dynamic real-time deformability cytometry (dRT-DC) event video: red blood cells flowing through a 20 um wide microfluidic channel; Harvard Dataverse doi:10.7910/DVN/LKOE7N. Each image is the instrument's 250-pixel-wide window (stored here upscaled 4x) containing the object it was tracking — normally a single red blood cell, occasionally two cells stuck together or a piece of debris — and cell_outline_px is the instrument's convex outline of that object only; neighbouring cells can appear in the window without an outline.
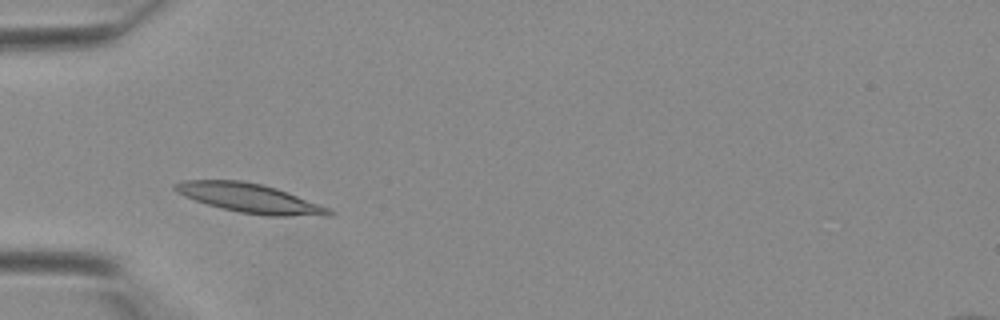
{"species": "Egyptian fruit bat (a non-hibernating species)", "species_latin": "Rousettus aegyptiacus", "temperature_condition": "warm", "stored_images_in_passage": 29, "camera_frame_rate_fps": 3000, "um_per_image_px": 0.085, "animal": {"sex": "female"}, "frame": {"image": 1, "passage_image": 1, "time_ms": 0.0, "image_size_px": [1000, 320], "cell_outline_px": [[336, 212], [332, 216], [268, 216], [240, 212], [208, 204], [184, 196], [176, 192], [172, 188], [172, 184], [184, 180], [240, 180], [260, 184], [276, 188], [288, 192], [328, 208]], "centroid_in_image_um": [21.24, 16.85], "position_along_channel_um": 63.8, "area_um2": 26.01}}
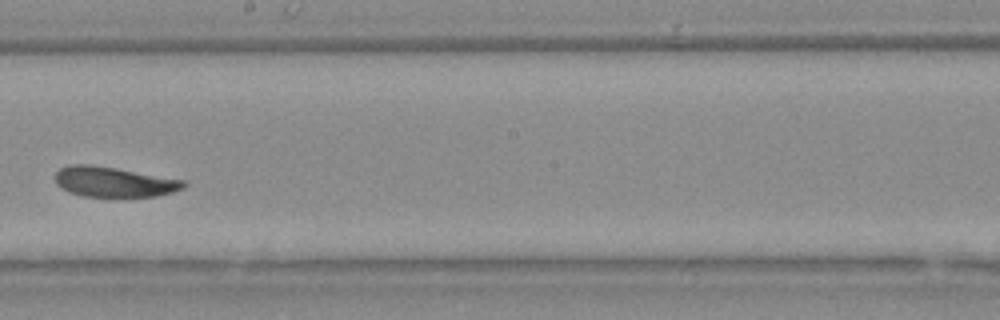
{"frame": {"image": 2, "passage_image": 12, "time_ms": 3.667, "image_size_px": [1000, 320], "cell_outline_px": [[188, 184], [184, 188], [172, 192], [156, 196], [80, 196], [68, 192], [56, 184], [56, 172], [60, 168], [68, 164], [88, 164], [116, 168], [184, 180]], "centroid_in_image_um": [9.66, 15.45], "position_along_channel_um": 238.5, "area_um2": 22.48}}
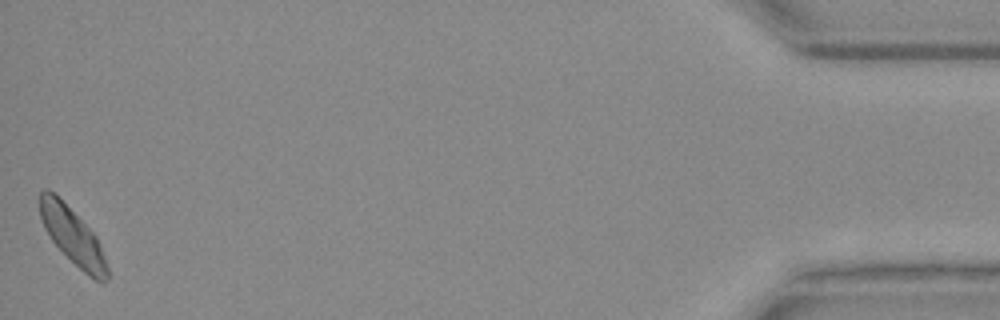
{"frame": {"image": 3, "passage_image": 29, "time_ms": 9.333, "image_size_px": [1000, 320], "cell_outline_px": [[108, 280], [104, 284], [88, 276], [52, 240], [44, 228], [40, 216], [40, 192], [44, 188], [48, 188], [96, 236], [104, 256], [108, 268]], "centroid_in_image_um": [6.18, 20.11], "position_along_channel_um": 429.0, "area_um2": 21.33}}